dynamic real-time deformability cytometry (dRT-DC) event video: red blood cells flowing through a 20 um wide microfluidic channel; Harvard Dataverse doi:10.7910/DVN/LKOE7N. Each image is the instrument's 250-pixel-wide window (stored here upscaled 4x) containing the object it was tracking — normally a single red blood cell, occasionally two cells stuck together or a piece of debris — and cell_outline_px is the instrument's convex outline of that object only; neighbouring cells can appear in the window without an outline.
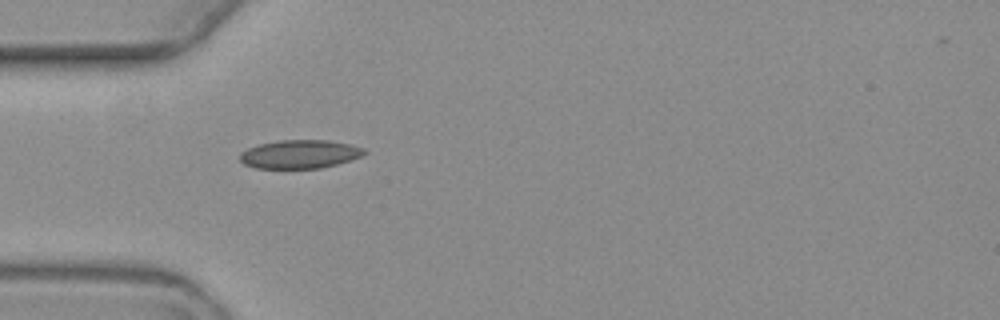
{"species": "common noctule bat (a hibernating species)", "species_latin": "Nyctalus noctula", "temperature_condition": "warm", "stored_images_in_passage": 1, "camera_frame_rate_fps": 3000, "um_per_image_px": 0.085, "animal": {"sex": "female", "body_mass_g": 19.3, "forearm_length_mm": 54.1}, "frame": {"image": 1, "passage_image": 1, "time_ms": 0.0, "image_size_px": [1000, 320], "cell_outline_px": [[368, 152], [360, 156], [336, 164], [320, 168], [256, 168], [244, 164], [240, 160], [240, 152], [248, 148], [260, 144], [280, 140], [328, 140], [348, 144], [364, 148]], "centroid_in_image_um": [25.46, 13.1], "position_along_channel_um": 59.5, "area_um2": 20.46}}